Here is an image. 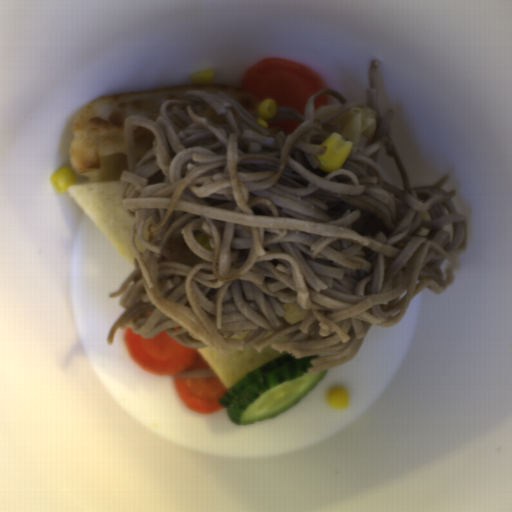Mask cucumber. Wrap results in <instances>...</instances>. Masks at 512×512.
<instances>
[{
    "label": "cucumber",
    "mask_w": 512,
    "mask_h": 512,
    "mask_svg": "<svg viewBox=\"0 0 512 512\" xmlns=\"http://www.w3.org/2000/svg\"><path fill=\"white\" fill-rule=\"evenodd\" d=\"M281 354L231 386L218 398L234 424L250 425L280 416L309 394L324 378L327 369L310 374L313 359Z\"/></svg>",
    "instance_id": "1"
}]
</instances>
